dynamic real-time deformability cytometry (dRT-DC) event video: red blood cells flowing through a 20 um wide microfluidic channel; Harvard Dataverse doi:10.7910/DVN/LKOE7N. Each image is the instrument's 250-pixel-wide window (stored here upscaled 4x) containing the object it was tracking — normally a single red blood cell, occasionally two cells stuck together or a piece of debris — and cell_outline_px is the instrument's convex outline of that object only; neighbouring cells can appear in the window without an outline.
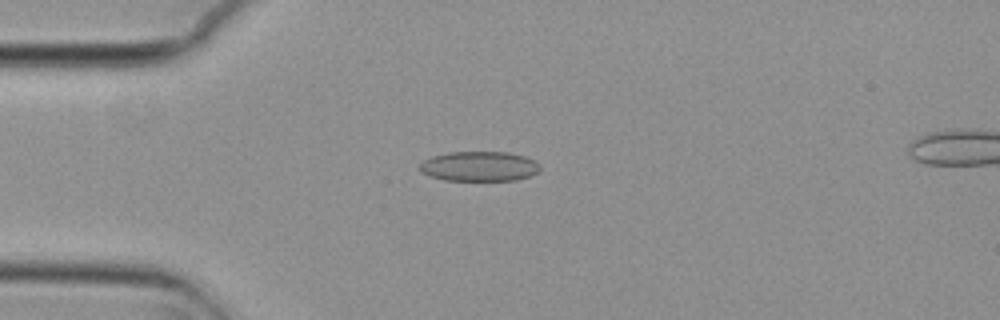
{"species": "common noctule bat (a hibernating species)", "species_latin": "Nyctalus noctula", "temperature_condition": "cold", "stored_images_in_passage": 36, "camera_frame_rate_fps": 3000, "um_per_image_px": 0.085, "animal": {"sex": "female", "body_mass_g": 29.2, "forearm_length_mm": 56.3}, "frame": {"image": 1, "passage_image": 2, "time_ms": 0.333, "image_size_px": [1000, 320], "cell_outline_px": [[540, 172], [532, 176], [516, 180], [444, 180], [428, 176], [420, 172], [420, 164], [424, 160], [432, 156], [448, 152], [508, 152], [524, 156], [536, 160], [540, 164]], "centroid_in_image_um": [40.77, 14.14], "position_along_channel_um": 44.2, "area_um2": 21.21}}
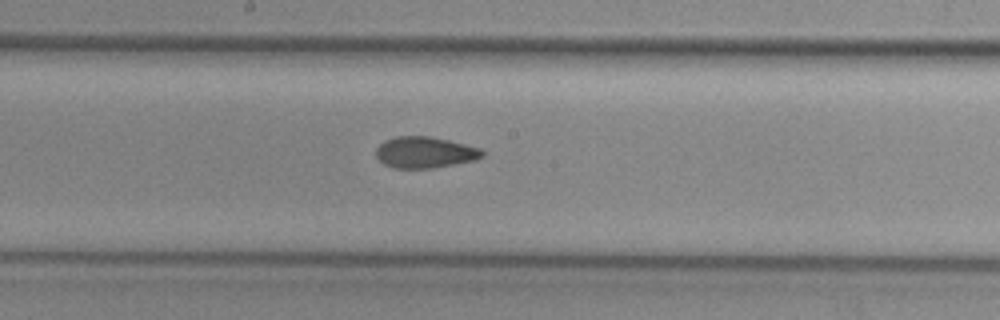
{"frame": {"image": 2, "passage_image": 17, "time_ms": 5.333, "image_size_px": [1000, 320], "cell_outline_px": [[484, 156], [476, 160], [432, 168], [392, 168], [384, 164], [376, 156], [376, 148], [380, 144], [396, 136], [428, 136], [448, 140], [480, 148], [484, 152]], "centroid_in_image_um": [36.12, 12.96], "position_along_channel_um": 212.1, "area_um2": 19.25}}
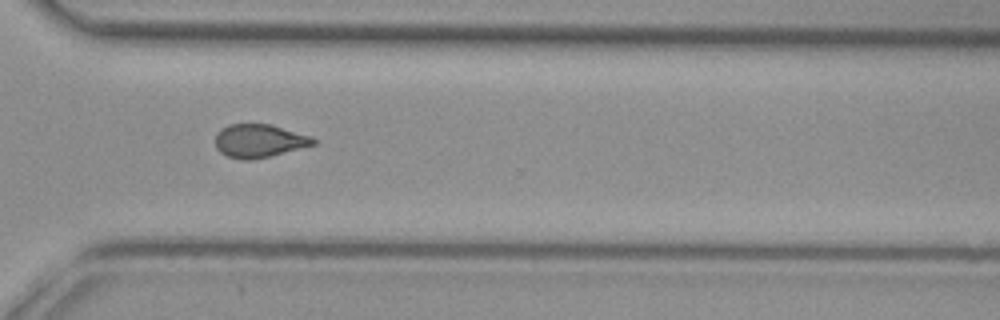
{"frame": {"image": 3, "passage_image": 28, "time_ms": 9.0, "image_size_px": [1000, 320], "cell_outline_px": [[316, 144], [252, 160], [244, 160], [228, 156], [220, 152], [216, 148], [216, 132], [220, 128], [228, 124], [268, 124], [312, 136], [316, 140]], "centroid_in_image_um": [22.0, 11.96], "position_along_channel_um": 348.6, "area_um2": 18.84}, "authors_computed_cell_mechanics": {"area_um2": 19.9988, "velocity_mm_per_s": 3.7284, "shape_relaxation_time_tau1_ms": null, "shape_relaxation_time_tau2_ms": 2.2261, "deformation_change_tau1": null, "deformation_change_tau2": 0.0881}}